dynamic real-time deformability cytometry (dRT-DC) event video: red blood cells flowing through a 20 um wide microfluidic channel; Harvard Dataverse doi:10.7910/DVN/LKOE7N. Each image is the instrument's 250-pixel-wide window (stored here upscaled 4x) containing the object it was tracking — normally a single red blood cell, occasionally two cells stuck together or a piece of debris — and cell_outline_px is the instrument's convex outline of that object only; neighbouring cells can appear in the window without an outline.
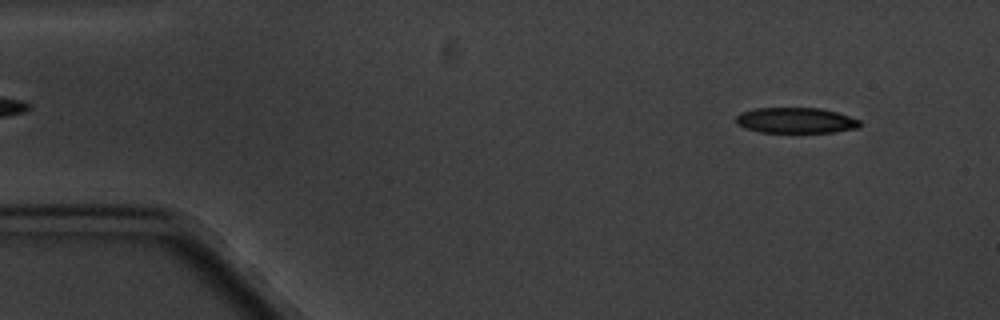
{"species": "common noctule bat (a hibernating species)", "species_latin": "Nyctalus noctula", "temperature_condition": "cold", "stored_images_in_passage": 4, "camera_frame_rate_fps": 3000, "um_per_image_px": 0.085, "animal": {"sex": "male", "body_mass_g": 20.1, "forearm_length_mm": 53.5}, "frame": {"image": 1, "passage_image": 1, "time_ms": 0.0, "image_size_px": [1000, 320], "cell_outline_px": [[860, 128], [832, 132], [760, 132], [744, 128], [736, 124], [736, 116], [740, 112], [756, 108], [820, 108], [836, 112], [860, 120]], "centroid_in_image_um": [67.61, 10.23], "position_along_channel_um": 17.4, "area_um2": 18.5}}
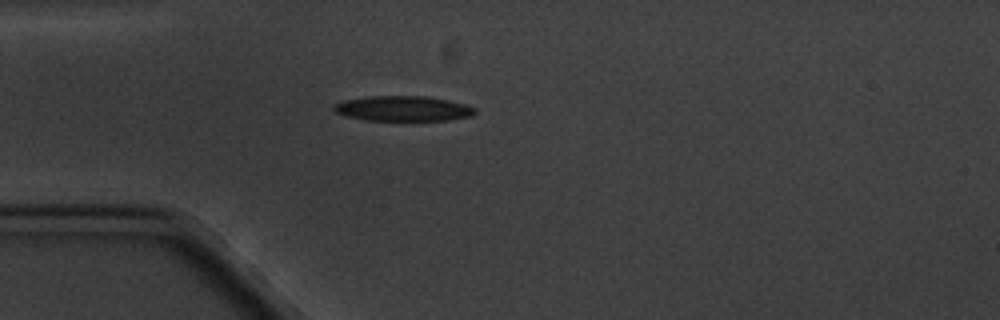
{"frame": {"image": 2, "passage_image": 4, "time_ms": 3.333, "image_size_px": [1000, 320], "cell_outline_px": [[476, 112], [472, 116], [448, 120], [368, 120], [348, 116], [336, 112], [332, 108], [332, 104], [344, 100], [368, 96], [424, 96], [448, 100], [464, 104], [476, 108]], "centroid_in_image_um": [34.26, 9.22], "position_along_channel_um": 50.7, "area_um2": 20.58}}